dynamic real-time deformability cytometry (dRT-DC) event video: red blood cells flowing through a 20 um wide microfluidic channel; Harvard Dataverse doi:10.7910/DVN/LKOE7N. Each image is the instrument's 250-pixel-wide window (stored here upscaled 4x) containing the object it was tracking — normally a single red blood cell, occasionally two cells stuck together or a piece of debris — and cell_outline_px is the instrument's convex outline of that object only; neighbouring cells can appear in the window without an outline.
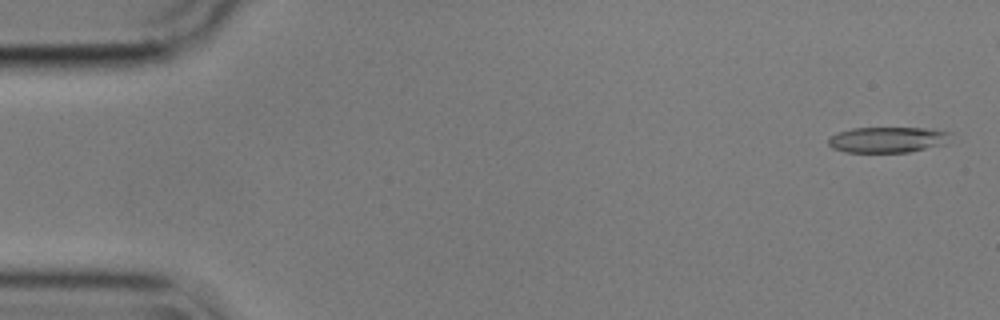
{"species": "common noctule bat (a hibernating species)", "species_latin": "Nyctalus noctula", "temperature_condition": "cold", "stored_images_in_passage": 50, "camera_frame_rate_fps": 3000, "um_per_image_px": 0.085, "animal": {"sex": "male", "body_mass_g": 17.9}, "frame": {"image": 1, "passage_image": 2, "time_ms": 0.333, "image_size_px": [1000, 320], "cell_outline_px": [[952, 132], [948, 144], [908, 152], [844, 152], [832, 148], [828, 144], [828, 140], [836, 132], [852, 128], [932, 128]], "centroid_in_image_um": [75.5, 11.87], "position_along_channel_um": 9.5, "area_um2": 18.61}}
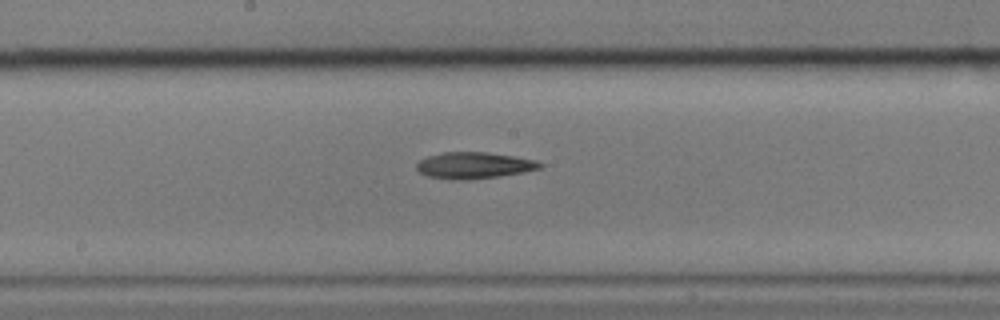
{"frame": {"image": 2, "passage_image": 29, "time_ms": 9.333, "image_size_px": [1000, 320], "cell_outline_px": [[544, 168], [524, 172], [500, 176], [468, 180], [452, 180], [428, 176], [420, 172], [416, 168], [416, 164], [420, 160], [428, 156], [444, 152], [484, 152], [512, 156], [536, 160], [544, 164]], "centroid_in_image_um": [40.32, 14.07], "position_along_channel_um": 207.9, "area_um2": 19.07}}
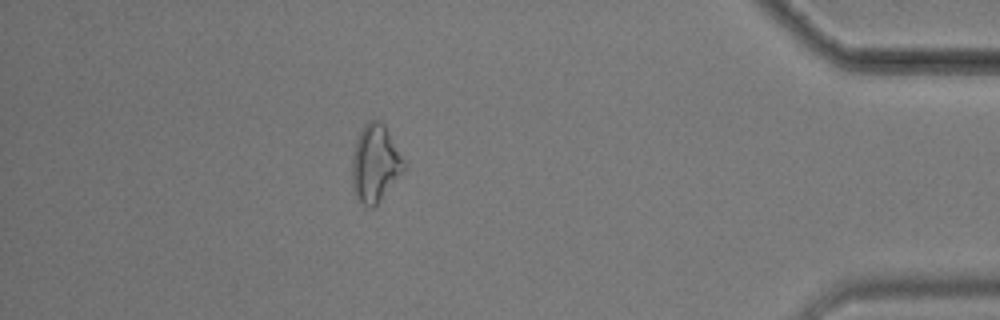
{"frame": {"image": 3, "passage_image": 49, "time_ms": 16.0, "image_size_px": [1000, 320], "cell_outline_px": [[408, 168], [380, 200], [372, 208], [368, 208], [356, 196], [352, 188], [352, 156], [356, 140], [364, 124], [368, 120], [380, 120], [384, 124], [404, 160]], "centroid_in_image_um": [31.9, 13.89], "position_along_channel_um": 403.3, "area_um2": 23.47}}